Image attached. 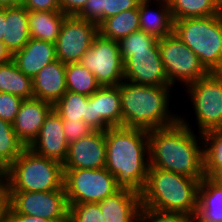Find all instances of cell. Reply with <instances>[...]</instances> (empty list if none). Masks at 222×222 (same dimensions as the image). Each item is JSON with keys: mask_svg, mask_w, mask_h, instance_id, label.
<instances>
[{"mask_svg": "<svg viewBox=\"0 0 222 222\" xmlns=\"http://www.w3.org/2000/svg\"><path fill=\"white\" fill-rule=\"evenodd\" d=\"M186 121L180 116L174 125L148 131L149 167L201 181L205 177L203 137L200 133L197 137Z\"/></svg>", "mask_w": 222, "mask_h": 222, "instance_id": "6da1fadb", "label": "cell"}, {"mask_svg": "<svg viewBox=\"0 0 222 222\" xmlns=\"http://www.w3.org/2000/svg\"><path fill=\"white\" fill-rule=\"evenodd\" d=\"M105 141V168L115 177L116 185L140 195L150 166L148 131L110 127L105 130Z\"/></svg>", "mask_w": 222, "mask_h": 222, "instance_id": "7a4b0ae2", "label": "cell"}, {"mask_svg": "<svg viewBox=\"0 0 222 222\" xmlns=\"http://www.w3.org/2000/svg\"><path fill=\"white\" fill-rule=\"evenodd\" d=\"M173 86H149L122 81L119 84L123 127L147 131L174 125L180 116L168 110ZM171 113V114H170Z\"/></svg>", "mask_w": 222, "mask_h": 222, "instance_id": "3957f363", "label": "cell"}, {"mask_svg": "<svg viewBox=\"0 0 222 222\" xmlns=\"http://www.w3.org/2000/svg\"><path fill=\"white\" fill-rule=\"evenodd\" d=\"M200 181L188 176L149 167L140 194L142 207L182 212L195 218Z\"/></svg>", "mask_w": 222, "mask_h": 222, "instance_id": "277c9868", "label": "cell"}, {"mask_svg": "<svg viewBox=\"0 0 222 222\" xmlns=\"http://www.w3.org/2000/svg\"><path fill=\"white\" fill-rule=\"evenodd\" d=\"M7 191L47 192L65 190L63 165L26 147L4 171Z\"/></svg>", "mask_w": 222, "mask_h": 222, "instance_id": "5b68a950", "label": "cell"}, {"mask_svg": "<svg viewBox=\"0 0 222 222\" xmlns=\"http://www.w3.org/2000/svg\"><path fill=\"white\" fill-rule=\"evenodd\" d=\"M173 32L199 57L208 72L222 70V12L175 20Z\"/></svg>", "mask_w": 222, "mask_h": 222, "instance_id": "8992f818", "label": "cell"}, {"mask_svg": "<svg viewBox=\"0 0 222 222\" xmlns=\"http://www.w3.org/2000/svg\"><path fill=\"white\" fill-rule=\"evenodd\" d=\"M63 186L68 205L98 203L120 188L115 177L104 167L100 169H63Z\"/></svg>", "mask_w": 222, "mask_h": 222, "instance_id": "52a82bcc", "label": "cell"}, {"mask_svg": "<svg viewBox=\"0 0 222 222\" xmlns=\"http://www.w3.org/2000/svg\"><path fill=\"white\" fill-rule=\"evenodd\" d=\"M186 93L190 96L198 132L222 128V74L209 72L206 76L188 84Z\"/></svg>", "mask_w": 222, "mask_h": 222, "instance_id": "ba28073f", "label": "cell"}, {"mask_svg": "<svg viewBox=\"0 0 222 222\" xmlns=\"http://www.w3.org/2000/svg\"><path fill=\"white\" fill-rule=\"evenodd\" d=\"M161 59L169 84L176 82L191 84L209 72L201 64L199 57L173 32L158 39Z\"/></svg>", "mask_w": 222, "mask_h": 222, "instance_id": "9c48e42d", "label": "cell"}, {"mask_svg": "<svg viewBox=\"0 0 222 222\" xmlns=\"http://www.w3.org/2000/svg\"><path fill=\"white\" fill-rule=\"evenodd\" d=\"M6 214H26L49 220H69L65 190L47 192L7 191Z\"/></svg>", "mask_w": 222, "mask_h": 222, "instance_id": "30bf717a", "label": "cell"}, {"mask_svg": "<svg viewBox=\"0 0 222 222\" xmlns=\"http://www.w3.org/2000/svg\"><path fill=\"white\" fill-rule=\"evenodd\" d=\"M80 63L89 69L101 86H117L124 81V65L117 41L95 37Z\"/></svg>", "mask_w": 222, "mask_h": 222, "instance_id": "8fae6325", "label": "cell"}, {"mask_svg": "<svg viewBox=\"0 0 222 222\" xmlns=\"http://www.w3.org/2000/svg\"><path fill=\"white\" fill-rule=\"evenodd\" d=\"M98 33L99 27L96 24L77 15H67L55 41L57 59L65 64L80 62Z\"/></svg>", "mask_w": 222, "mask_h": 222, "instance_id": "7c38bea8", "label": "cell"}, {"mask_svg": "<svg viewBox=\"0 0 222 222\" xmlns=\"http://www.w3.org/2000/svg\"><path fill=\"white\" fill-rule=\"evenodd\" d=\"M93 130L105 131L110 127H123L119 85L100 86L88 97L86 118Z\"/></svg>", "mask_w": 222, "mask_h": 222, "instance_id": "4fadbf2b", "label": "cell"}, {"mask_svg": "<svg viewBox=\"0 0 222 222\" xmlns=\"http://www.w3.org/2000/svg\"><path fill=\"white\" fill-rule=\"evenodd\" d=\"M124 80L149 86H171L165 74L158 44L147 50L131 51L123 60Z\"/></svg>", "mask_w": 222, "mask_h": 222, "instance_id": "5bb4252c", "label": "cell"}, {"mask_svg": "<svg viewBox=\"0 0 222 222\" xmlns=\"http://www.w3.org/2000/svg\"><path fill=\"white\" fill-rule=\"evenodd\" d=\"M105 131L93 130L72 142L63 169H100L106 165Z\"/></svg>", "mask_w": 222, "mask_h": 222, "instance_id": "9a60e30c", "label": "cell"}, {"mask_svg": "<svg viewBox=\"0 0 222 222\" xmlns=\"http://www.w3.org/2000/svg\"><path fill=\"white\" fill-rule=\"evenodd\" d=\"M68 146L63 132V120L53 108L29 148L35 153L63 165L67 157Z\"/></svg>", "mask_w": 222, "mask_h": 222, "instance_id": "2e32d148", "label": "cell"}, {"mask_svg": "<svg viewBox=\"0 0 222 222\" xmlns=\"http://www.w3.org/2000/svg\"><path fill=\"white\" fill-rule=\"evenodd\" d=\"M52 109L53 105L47 101L35 97L23 99L12 127L25 147H29L38 136L45 118Z\"/></svg>", "mask_w": 222, "mask_h": 222, "instance_id": "e0dca14e", "label": "cell"}, {"mask_svg": "<svg viewBox=\"0 0 222 222\" xmlns=\"http://www.w3.org/2000/svg\"><path fill=\"white\" fill-rule=\"evenodd\" d=\"M105 222H137L142 208L140 195L127 189L98 202Z\"/></svg>", "mask_w": 222, "mask_h": 222, "instance_id": "ac0fdd59", "label": "cell"}, {"mask_svg": "<svg viewBox=\"0 0 222 222\" xmlns=\"http://www.w3.org/2000/svg\"><path fill=\"white\" fill-rule=\"evenodd\" d=\"M21 72L33 79L49 63L57 60L55 43L30 38L28 43L12 55Z\"/></svg>", "mask_w": 222, "mask_h": 222, "instance_id": "d6986e66", "label": "cell"}, {"mask_svg": "<svg viewBox=\"0 0 222 222\" xmlns=\"http://www.w3.org/2000/svg\"><path fill=\"white\" fill-rule=\"evenodd\" d=\"M65 71L58 59L43 67L32 79L34 97L54 105L67 92Z\"/></svg>", "mask_w": 222, "mask_h": 222, "instance_id": "ffe728a7", "label": "cell"}, {"mask_svg": "<svg viewBox=\"0 0 222 222\" xmlns=\"http://www.w3.org/2000/svg\"><path fill=\"white\" fill-rule=\"evenodd\" d=\"M151 1L142 0L138 6L140 30L160 39L173 33L174 20L168 0H153L159 5L156 11L150 9Z\"/></svg>", "mask_w": 222, "mask_h": 222, "instance_id": "44dd1931", "label": "cell"}, {"mask_svg": "<svg viewBox=\"0 0 222 222\" xmlns=\"http://www.w3.org/2000/svg\"><path fill=\"white\" fill-rule=\"evenodd\" d=\"M28 10L21 4L4 8L3 43L13 55L20 51L30 39Z\"/></svg>", "mask_w": 222, "mask_h": 222, "instance_id": "7402d4cb", "label": "cell"}, {"mask_svg": "<svg viewBox=\"0 0 222 222\" xmlns=\"http://www.w3.org/2000/svg\"><path fill=\"white\" fill-rule=\"evenodd\" d=\"M194 222H222V185L214 178L200 181Z\"/></svg>", "mask_w": 222, "mask_h": 222, "instance_id": "603a6c76", "label": "cell"}, {"mask_svg": "<svg viewBox=\"0 0 222 222\" xmlns=\"http://www.w3.org/2000/svg\"><path fill=\"white\" fill-rule=\"evenodd\" d=\"M66 16L62 11H28L30 37L55 43Z\"/></svg>", "mask_w": 222, "mask_h": 222, "instance_id": "cb8c5ba5", "label": "cell"}, {"mask_svg": "<svg viewBox=\"0 0 222 222\" xmlns=\"http://www.w3.org/2000/svg\"><path fill=\"white\" fill-rule=\"evenodd\" d=\"M142 0H88L77 14L81 19L99 26L105 19L122 11L135 9Z\"/></svg>", "mask_w": 222, "mask_h": 222, "instance_id": "d4e9b609", "label": "cell"}, {"mask_svg": "<svg viewBox=\"0 0 222 222\" xmlns=\"http://www.w3.org/2000/svg\"><path fill=\"white\" fill-rule=\"evenodd\" d=\"M0 92L17 95L22 99L34 97L32 79L21 72L12 59L0 64Z\"/></svg>", "mask_w": 222, "mask_h": 222, "instance_id": "484cf974", "label": "cell"}, {"mask_svg": "<svg viewBox=\"0 0 222 222\" xmlns=\"http://www.w3.org/2000/svg\"><path fill=\"white\" fill-rule=\"evenodd\" d=\"M99 33L114 41H120L140 30L138 7L105 19L99 26Z\"/></svg>", "mask_w": 222, "mask_h": 222, "instance_id": "4316f807", "label": "cell"}, {"mask_svg": "<svg viewBox=\"0 0 222 222\" xmlns=\"http://www.w3.org/2000/svg\"><path fill=\"white\" fill-rule=\"evenodd\" d=\"M173 20L208 17L222 12L217 0H168Z\"/></svg>", "mask_w": 222, "mask_h": 222, "instance_id": "83f0119b", "label": "cell"}, {"mask_svg": "<svg viewBox=\"0 0 222 222\" xmlns=\"http://www.w3.org/2000/svg\"><path fill=\"white\" fill-rule=\"evenodd\" d=\"M65 80L67 91L88 97L101 86L95 75L80 62L66 64Z\"/></svg>", "mask_w": 222, "mask_h": 222, "instance_id": "f1b7e54d", "label": "cell"}, {"mask_svg": "<svg viewBox=\"0 0 222 222\" xmlns=\"http://www.w3.org/2000/svg\"><path fill=\"white\" fill-rule=\"evenodd\" d=\"M204 145V174L214 178L222 171V128L202 134Z\"/></svg>", "mask_w": 222, "mask_h": 222, "instance_id": "f546056e", "label": "cell"}, {"mask_svg": "<svg viewBox=\"0 0 222 222\" xmlns=\"http://www.w3.org/2000/svg\"><path fill=\"white\" fill-rule=\"evenodd\" d=\"M25 148L13 130L12 124L0 119V168L5 171Z\"/></svg>", "mask_w": 222, "mask_h": 222, "instance_id": "4dcf8cb0", "label": "cell"}, {"mask_svg": "<svg viewBox=\"0 0 222 222\" xmlns=\"http://www.w3.org/2000/svg\"><path fill=\"white\" fill-rule=\"evenodd\" d=\"M88 96L67 91L54 105V110L62 119L84 120L86 118Z\"/></svg>", "mask_w": 222, "mask_h": 222, "instance_id": "1f68e13d", "label": "cell"}, {"mask_svg": "<svg viewBox=\"0 0 222 222\" xmlns=\"http://www.w3.org/2000/svg\"><path fill=\"white\" fill-rule=\"evenodd\" d=\"M119 51L124 60L131 51L152 49L158 44V39L142 30L135 31L118 41Z\"/></svg>", "mask_w": 222, "mask_h": 222, "instance_id": "d6a6232c", "label": "cell"}, {"mask_svg": "<svg viewBox=\"0 0 222 222\" xmlns=\"http://www.w3.org/2000/svg\"><path fill=\"white\" fill-rule=\"evenodd\" d=\"M69 222H105L98 203L69 205Z\"/></svg>", "mask_w": 222, "mask_h": 222, "instance_id": "836d02e7", "label": "cell"}, {"mask_svg": "<svg viewBox=\"0 0 222 222\" xmlns=\"http://www.w3.org/2000/svg\"><path fill=\"white\" fill-rule=\"evenodd\" d=\"M137 222H194V218L182 212L142 207Z\"/></svg>", "mask_w": 222, "mask_h": 222, "instance_id": "e575fe53", "label": "cell"}, {"mask_svg": "<svg viewBox=\"0 0 222 222\" xmlns=\"http://www.w3.org/2000/svg\"><path fill=\"white\" fill-rule=\"evenodd\" d=\"M23 99L17 95L0 92V119L14 122Z\"/></svg>", "mask_w": 222, "mask_h": 222, "instance_id": "d590c367", "label": "cell"}, {"mask_svg": "<svg viewBox=\"0 0 222 222\" xmlns=\"http://www.w3.org/2000/svg\"><path fill=\"white\" fill-rule=\"evenodd\" d=\"M63 120V132L67 143L70 144L79 140L81 137L87 136L93 131L89 125H87L83 120Z\"/></svg>", "mask_w": 222, "mask_h": 222, "instance_id": "8d00e7d4", "label": "cell"}, {"mask_svg": "<svg viewBox=\"0 0 222 222\" xmlns=\"http://www.w3.org/2000/svg\"><path fill=\"white\" fill-rule=\"evenodd\" d=\"M28 11H61L59 0H21Z\"/></svg>", "mask_w": 222, "mask_h": 222, "instance_id": "74e56055", "label": "cell"}, {"mask_svg": "<svg viewBox=\"0 0 222 222\" xmlns=\"http://www.w3.org/2000/svg\"><path fill=\"white\" fill-rule=\"evenodd\" d=\"M88 0H59L61 11L67 15H77Z\"/></svg>", "mask_w": 222, "mask_h": 222, "instance_id": "f35d334b", "label": "cell"}, {"mask_svg": "<svg viewBox=\"0 0 222 222\" xmlns=\"http://www.w3.org/2000/svg\"><path fill=\"white\" fill-rule=\"evenodd\" d=\"M6 222H69V220H49L26 214H6Z\"/></svg>", "mask_w": 222, "mask_h": 222, "instance_id": "ab89813d", "label": "cell"}, {"mask_svg": "<svg viewBox=\"0 0 222 222\" xmlns=\"http://www.w3.org/2000/svg\"><path fill=\"white\" fill-rule=\"evenodd\" d=\"M7 206H8L7 186L4 178H0V222H6Z\"/></svg>", "mask_w": 222, "mask_h": 222, "instance_id": "60d3db41", "label": "cell"}, {"mask_svg": "<svg viewBox=\"0 0 222 222\" xmlns=\"http://www.w3.org/2000/svg\"><path fill=\"white\" fill-rule=\"evenodd\" d=\"M11 59V53L7 50L3 41L0 40V64L6 63Z\"/></svg>", "mask_w": 222, "mask_h": 222, "instance_id": "b9f144b4", "label": "cell"}, {"mask_svg": "<svg viewBox=\"0 0 222 222\" xmlns=\"http://www.w3.org/2000/svg\"><path fill=\"white\" fill-rule=\"evenodd\" d=\"M21 5V0H0V8L15 7Z\"/></svg>", "mask_w": 222, "mask_h": 222, "instance_id": "7bdbcfd3", "label": "cell"}, {"mask_svg": "<svg viewBox=\"0 0 222 222\" xmlns=\"http://www.w3.org/2000/svg\"><path fill=\"white\" fill-rule=\"evenodd\" d=\"M4 33V8H0V40H3Z\"/></svg>", "mask_w": 222, "mask_h": 222, "instance_id": "ee69618b", "label": "cell"}, {"mask_svg": "<svg viewBox=\"0 0 222 222\" xmlns=\"http://www.w3.org/2000/svg\"><path fill=\"white\" fill-rule=\"evenodd\" d=\"M215 180H217L222 185V171H220L215 177Z\"/></svg>", "mask_w": 222, "mask_h": 222, "instance_id": "f6af8a7d", "label": "cell"}, {"mask_svg": "<svg viewBox=\"0 0 222 222\" xmlns=\"http://www.w3.org/2000/svg\"><path fill=\"white\" fill-rule=\"evenodd\" d=\"M4 177V171L0 168V178Z\"/></svg>", "mask_w": 222, "mask_h": 222, "instance_id": "bcb514c9", "label": "cell"}]
</instances>
